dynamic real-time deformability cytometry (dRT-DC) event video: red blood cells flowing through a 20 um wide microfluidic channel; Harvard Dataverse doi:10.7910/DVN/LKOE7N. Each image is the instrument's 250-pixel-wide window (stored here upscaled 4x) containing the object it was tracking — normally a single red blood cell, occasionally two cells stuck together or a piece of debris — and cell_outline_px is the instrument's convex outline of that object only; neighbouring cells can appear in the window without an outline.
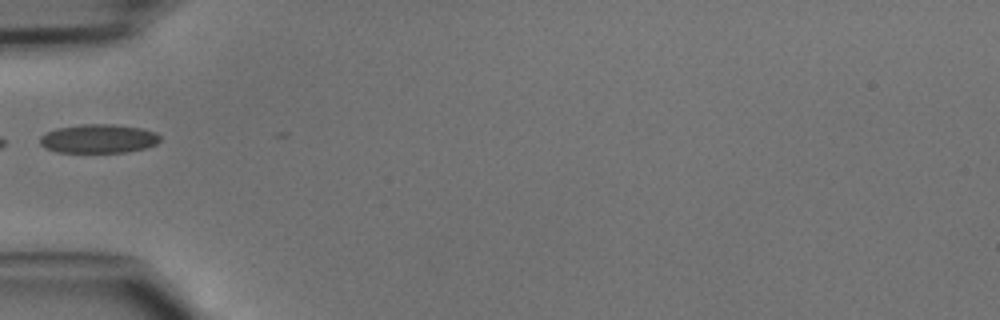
{"species": "common noctule bat (a hibernating species)", "species_latin": "Nyctalus noctula", "temperature_condition": "cold", "stored_images_in_passage": 15, "camera_frame_rate_fps": 3000, "um_per_image_px": 0.085, "animal": {"sex": "male", "body_mass_g": 15.6}, "frame": {"image": 1, "passage_image": 1, "time_ms": 0.0, "image_size_px": [1000, 320], "cell_outline_px": [[160, 140], [156, 144], [144, 148], [128, 152], [56, 152], [44, 148], [40, 144], [40, 136], [56, 128], [84, 124], [112, 124], [140, 128], [156, 132], [160, 136]], "centroid_in_image_um": [8.36, 11.79], "position_along_channel_um": 76.6, "area_um2": 20.17}}